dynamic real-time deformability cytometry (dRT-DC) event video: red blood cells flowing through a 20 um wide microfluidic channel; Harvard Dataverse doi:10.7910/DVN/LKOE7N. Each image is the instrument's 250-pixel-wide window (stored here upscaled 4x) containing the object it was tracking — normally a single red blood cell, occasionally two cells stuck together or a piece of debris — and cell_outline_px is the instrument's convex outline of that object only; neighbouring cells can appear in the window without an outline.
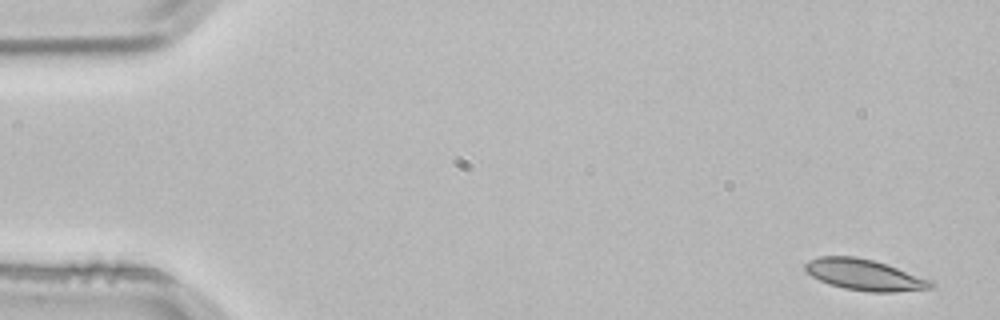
{"species": "common noctule bat (a hibernating species)", "species_latin": "Nyctalus noctula", "temperature_condition": "room temperature", "stored_images_in_passage": 3, "camera_frame_rate_fps": 3000, "um_per_image_px": 0.085, "animal": {"sex": "male", "body_mass_g": 21.5, "forearm_length_mm": 52.0}, "frame": {"image": 1, "passage_image": 1, "time_ms": 0.0, "image_size_px": [1000, 320], "cell_outline_px": [[936, 284], [932, 288], [892, 292], [868, 292], [844, 288], [828, 284], [804, 272], [804, 264], [808, 260], [820, 256], [856, 256], [872, 260], [932, 280]], "centroid_in_image_um": [73.44, 23.36], "position_along_channel_um": 11.6, "area_um2": 22.72}}
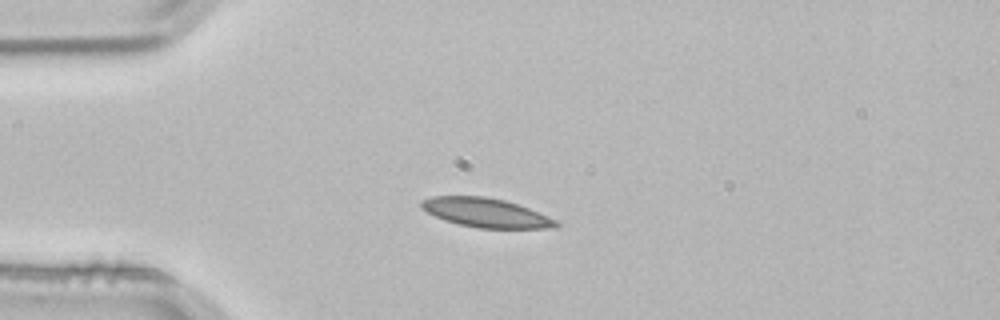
{"frame": {"image": 2, "passage_image": 3, "time_ms": 0.667, "image_size_px": [1000, 320], "cell_outline_px": [[560, 224], [556, 228], [480, 228], [460, 224], [444, 220], [420, 208], [420, 200], [432, 196], [484, 196], [504, 200], [528, 208], [556, 220]], "centroid_in_image_um": [41.27, 18.07], "position_along_channel_um": 43.7, "area_um2": 22.66}}